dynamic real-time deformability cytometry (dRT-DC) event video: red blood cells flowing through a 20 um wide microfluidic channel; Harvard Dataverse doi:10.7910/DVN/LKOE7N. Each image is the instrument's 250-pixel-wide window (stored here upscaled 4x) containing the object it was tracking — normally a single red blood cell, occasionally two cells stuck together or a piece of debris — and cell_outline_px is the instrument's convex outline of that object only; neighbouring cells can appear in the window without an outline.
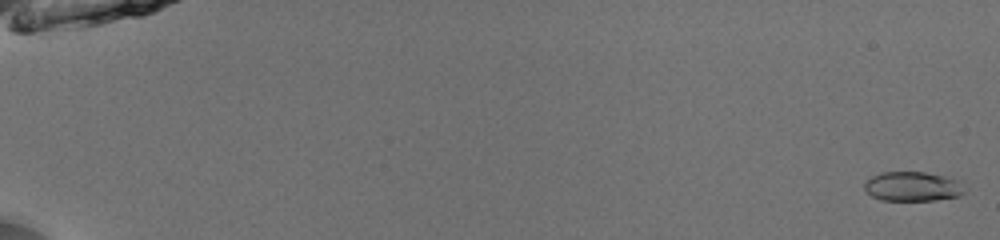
{"species": "common noctule bat (a hibernating species)", "species_latin": "Nyctalus noctula", "temperature_condition": "room temperature", "stored_images_in_passage": 53, "camera_frame_rate_fps": 3000, "um_per_image_px": 0.085, "animal": {"sex": "male", "body_mass_g": 13.0, "forearm_length_mm": 53.1}, "frame": {"image": 1, "passage_image": 1, "time_ms": 0.0, "image_size_px": [1000, 240], "cell_outline_px": [[968, 188], [960, 196], [936, 200], [880, 200], [872, 196], [864, 188], [864, 184], [872, 176], [880, 172], [924, 172], [944, 176], [960, 180]], "centroid_in_image_um": [77.64, 15.85], "position_along_channel_um": 7.4, "area_um2": 17.4}}
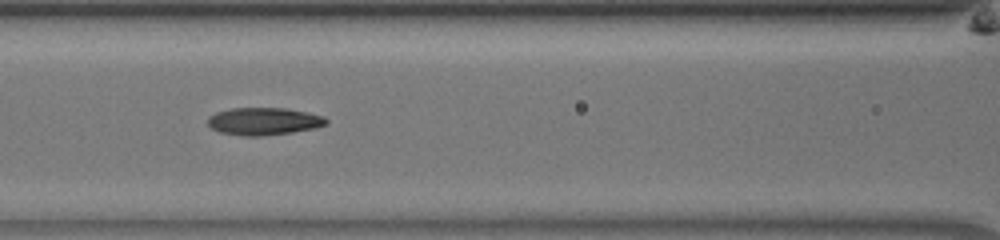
{"frame": {"image": 2, "passage_image": 26, "time_ms": 8.333, "image_size_px": [1000, 240], "cell_outline_px": [[328, 124], [316, 128], [292, 132], [260, 136], [244, 136], [220, 132], [212, 128], [208, 124], [208, 116], [216, 112], [232, 108], [288, 108], [308, 112], [324, 116], [328, 120]], "centroid_in_image_um": [22.45, 10.3], "position_along_channel_um": 144.1, "area_um2": 19.07}}
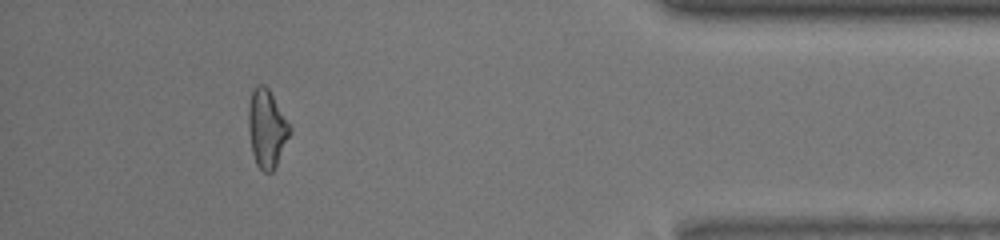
{"frame": {"image": 3, "passage_image": 49, "time_ms": 16.0, "image_size_px": [1000, 240], "cell_outline_px": [[292, 132], [272, 172], [264, 172], [256, 164], [252, 152], [248, 128], [248, 108], [252, 88], [256, 84], [264, 84], [268, 88], [292, 128]], "centroid_in_image_um": [22.67, 10.89], "position_along_channel_um": 412.5, "area_um2": 18.84}, "authors_computed_cell_mechanics": {"area_um2": 18.207, "velocity_mm_per_s": 3.9742, "shape_relaxation_time_tau1_ms": null, "shape_relaxation_time_tau2_ms": 2.3631, "deformation_change_tau1": null, "deformation_change_tau2": 0.0849}}